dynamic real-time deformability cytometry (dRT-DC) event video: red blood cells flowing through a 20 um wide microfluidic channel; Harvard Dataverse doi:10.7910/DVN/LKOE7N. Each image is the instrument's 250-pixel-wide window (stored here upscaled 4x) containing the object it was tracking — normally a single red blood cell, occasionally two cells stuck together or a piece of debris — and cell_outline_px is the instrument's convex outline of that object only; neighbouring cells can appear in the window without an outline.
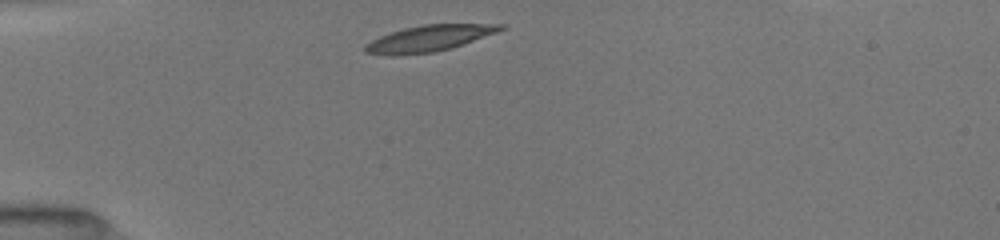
{"species": "common noctule bat (a hibernating species)", "species_latin": "Nyctalus noctula", "temperature_condition": "room temperature", "stored_images_in_passage": 39, "segment_of_instrument_passage": [1, 2], "camera_frame_rate_fps": 3000, "um_per_image_px": 0.085, "animal": {"sex": "female", "body_mass_g": 19.5, "forearm_length_mm": 54.1}, "frame": {"image": 1, "passage_image": 1, "time_ms": 0.0, "image_size_px": [1000, 240], "cell_outline_px": [[508, 28], [452, 48], [432, 52], [392, 56], [364, 52], [364, 44], [380, 36], [404, 28], [424, 24], [508, 24]], "centroid_in_image_um": [36.49, 3.26], "position_along_channel_um": 48.5, "area_um2": 20.63}}
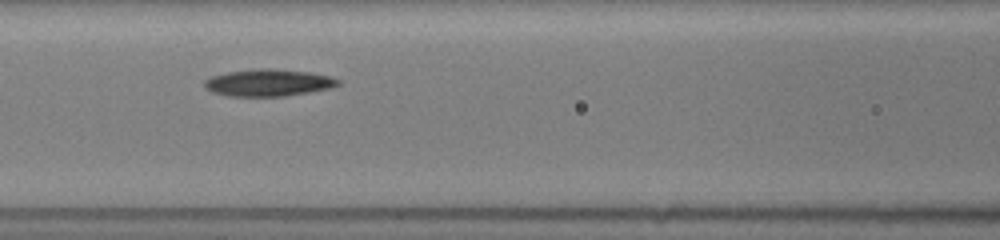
{"frame": {"image": 2, "passage_image": 10, "time_ms": 3.0, "image_size_px": [1000, 240], "cell_outline_px": [[340, 84], [328, 88], [308, 92], [284, 96], [228, 96], [212, 92], [204, 88], [204, 80], [212, 76], [228, 72], [256, 68], [268, 68], [312, 72], [328, 76], [340, 80]], "centroid_in_image_um": [22.77, 7.02], "position_along_channel_um": 143.8, "area_um2": 20.98}}
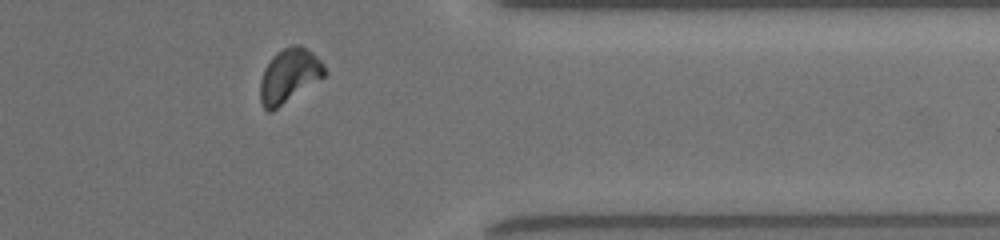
{"frame": {"image": 3, "passage_image": 29, "time_ms": 9.333, "image_size_px": [1000, 240], "cell_outline_px": [[328, 72], [324, 76], [272, 112], [268, 112], [264, 108], [260, 100], [260, 80], [264, 68], [272, 56], [276, 52], [292, 44], [300, 44], [308, 48], [324, 64]], "centroid_in_image_um": [24.57, 6.41], "position_along_channel_um": 386.8, "area_um2": 20.4}}